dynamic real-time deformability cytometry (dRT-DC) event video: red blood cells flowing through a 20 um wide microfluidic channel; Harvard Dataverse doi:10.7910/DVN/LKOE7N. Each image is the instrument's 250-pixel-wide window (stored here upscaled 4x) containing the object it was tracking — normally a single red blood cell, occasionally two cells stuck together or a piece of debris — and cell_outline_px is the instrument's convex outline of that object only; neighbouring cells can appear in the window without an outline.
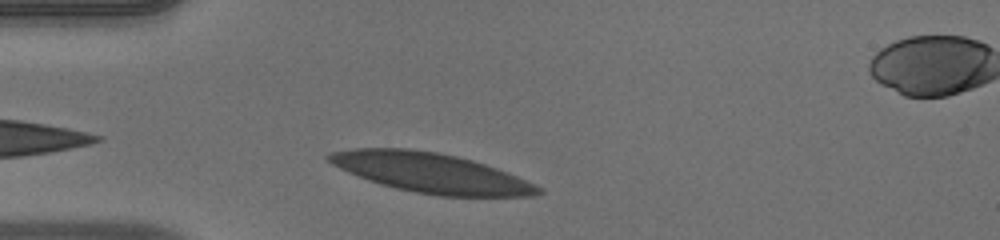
{"species": "human", "species_latin": "Homo sapiens", "temperature_condition": "warm", "stored_images_in_passage": 33, "camera_frame_rate_fps": 3000, "um_per_image_px": 0.085, "donor": {"sex": "male"}, "frame": {"image": 1, "passage_image": 3, "time_ms": 0.667, "image_size_px": [1000, 240], "cell_outline_px": [[544, 192], [532, 196], [440, 196], [416, 192], [396, 188], [380, 184], [368, 180], [348, 172], [332, 164], [324, 156], [332, 152], [356, 148], [408, 148], [436, 152], [456, 156], [472, 160], [508, 172], [544, 188]], "centroid_in_image_um": [36.65, 14.69], "position_along_channel_um": 48.4, "area_um2": 48.21}}
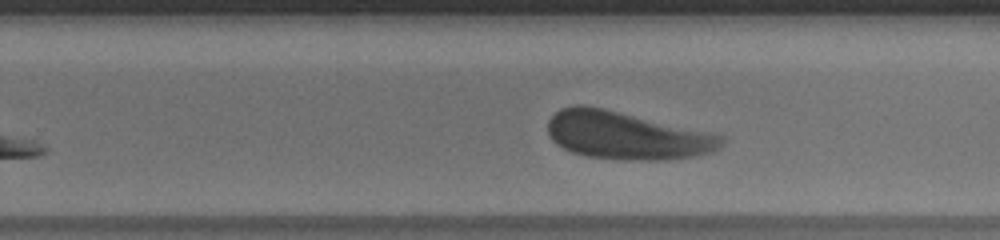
{"frame": {"image": 2, "passage_image": 22, "time_ms": 7.0, "image_size_px": [1000, 240], "cell_outline_px": [[724, 144], [720, 148], [712, 152], [692, 156], [664, 160], [620, 160], [584, 156], [572, 152], [556, 144], [548, 136], [548, 120], [560, 108], [576, 104], [584, 104], [604, 108], [724, 136]], "centroid_in_image_um": [53.2, 11.52], "position_along_channel_um": 276.6, "area_um2": 48.38}}
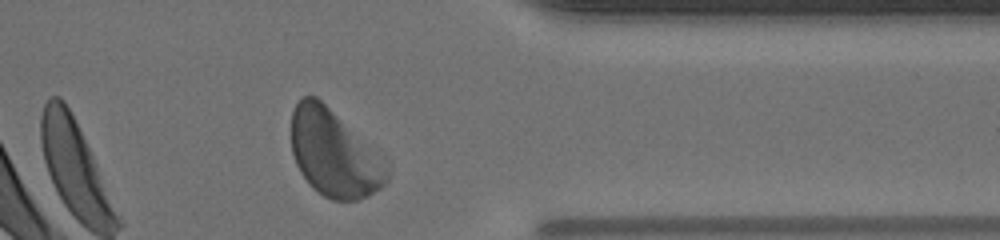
{"frame": {"image": 3, "passage_image": 31, "time_ms": 10.0, "image_size_px": [1000, 240], "cell_outline_px": [[388, 180], [380, 188], [368, 196], [356, 200], [332, 200], [324, 196], [312, 188], [300, 172], [296, 164], [292, 152], [292, 112], [296, 104], [304, 96], [316, 96], [388, 164]], "centroid_in_image_um": [28.37, 13.09], "position_along_channel_um": 383.0, "area_um2": 47.4}, "authors_computed_cell_mechanics": {"area_um2": 48.4942, "velocity_mm_per_s": 3.853, "shape_relaxation_time_tau1_ms": 2.5728, "shape_relaxation_time_tau2_ms": 1.2716, "deformation_change_tau1": 0.1063, "deformation_change_tau2": 0.0759}}